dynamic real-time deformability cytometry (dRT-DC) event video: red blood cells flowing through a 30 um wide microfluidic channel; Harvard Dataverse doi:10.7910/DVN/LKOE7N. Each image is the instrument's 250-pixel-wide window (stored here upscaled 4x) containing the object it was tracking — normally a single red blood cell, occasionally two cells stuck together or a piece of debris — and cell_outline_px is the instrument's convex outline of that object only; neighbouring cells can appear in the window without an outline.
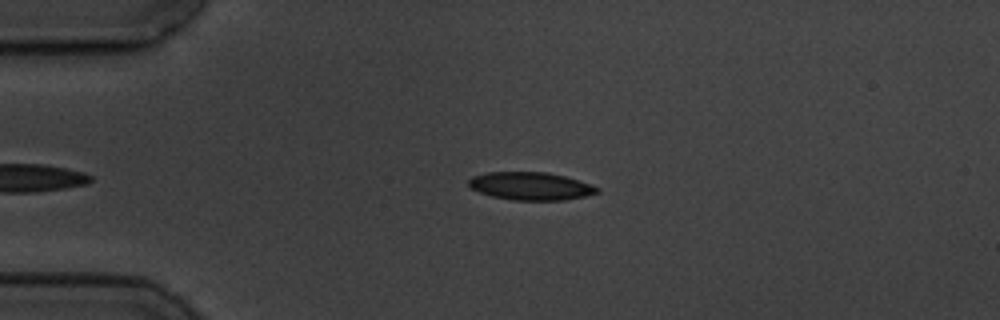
{"species": "common noctule bat (a hibernating species)", "species_latin": "Nyctalus noctula", "temperature_condition": "cold", "stored_images_in_passage": 4, "camera_frame_rate_fps": 3000, "um_per_image_px": 0.085, "animal": {"sex": "male", "body_mass_g": 19.5, "forearm_length_mm": 54.6}, "frame": {"image": 1, "passage_image": 1, "time_ms": 0.0, "image_size_px": [1000, 320], "cell_outline_px": [[600, 192], [584, 196], [564, 200], [512, 200], [492, 196], [480, 192], [472, 188], [468, 184], [468, 180], [472, 176], [488, 172], [548, 172], [564, 176], [592, 184], [600, 188]], "centroid_in_image_um": [45.13, 15.81], "position_along_channel_um": 39.9, "area_um2": 20.87}}
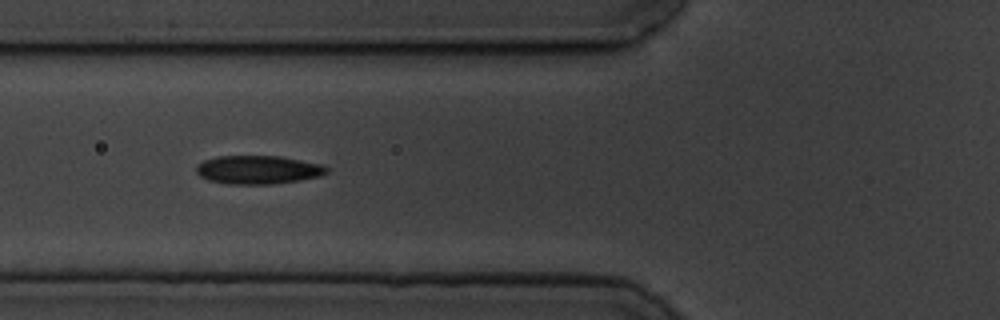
{"frame": {"image": 2, "passage_image": 3, "time_ms": 2.667, "image_size_px": [1000, 320], "cell_outline_px": [[328, 172], [320, 176], [300, 180], [272, 184], [228, 184], [208, 180], [200, 176], [196, 172], [196, 164], [204, 160], [220, 156], [280, 156], [320, 164], [328, 168]], "centroid_in_image_um": [21.91, 14.43], "position_along_channel_um": 103.9, "area_um2": 21.62}}
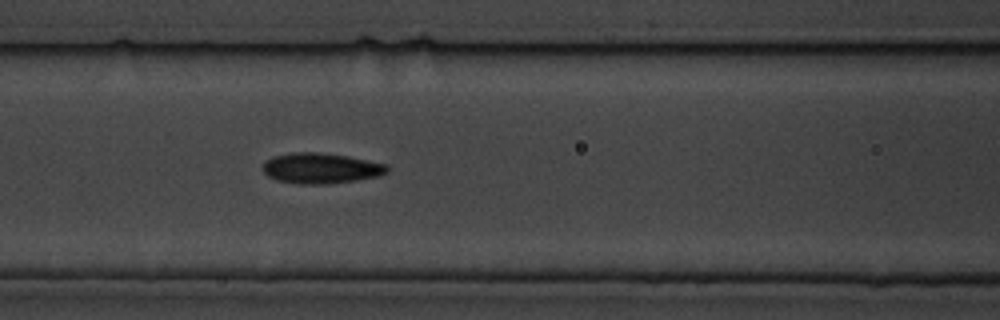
{"frame": {"image": 3, "passage_image": 4, "time_ms": 3.667, "image_size_px": [1000, 320], "cell_outline_px": [[388, 172], [380, 176], [356, 180], [328, 184], [300, 184], [276, 180], [268, 176], [264, 172], [264, 160], [272, 156], [292, 152], [320, 152], [348, 156], [388, 164]], "centroid_in_image_um": [27.28, 14.29], "position_along_channel_um": 139.3, "area_um2": 22.31}}